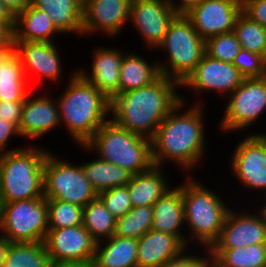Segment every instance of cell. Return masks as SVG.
I'll return each instance as SVG.
<instances>
[{
    "mask_svg": "<svg viewBox=\"0 0 266 267\" xmlns=\"http://www.w3.org/2000/svg\"><path fill=\"white\" fill-rule=\"evenodd\" d=\"M200 101L203 100L185 110L187 101L182 96L181 101L160 123L151 138V154L155 166L163 167L168 161L188 173L205 157L204 115L206 114L203 112L204 105Z\"/></svg>",
    "mask_w": 266,
    "mask_h": 267,
    "instance_id": "obj_1",
    "label": "cell"
},
{
    "mask_svg": "<svg viewBox=\"0 0 266 267\" xmlns=\"http://www.w3.org/2000/svg\"><path fill=\"white\" fill-rule=\"evenodd\" d=\"M179 88L178 81L160 75L147 86L119 93L110 100V119L130 132L151 139L181 101Z\"/></svg>",
    "mask_w": 266,
    "mask_h": 267,
    "instance_id": "obj_2",
    "label": "cell"
},
{
    "mask_svg": "<svg viewBox=\"0 0 266 267\" xmlns=\"http://www.w3.org/2000/svg\"><path fill=\"white\" fill-rule=\"evenodd\" d=\"M56 98L61 125L78 145H84L110 119V100L77 71L70 74Z\"/></svg>",
    "mask_w": 266,
    "mask_h": 267,
    "instance_id": "obj_3",
    "label": "cell"
},
{
    "mask_svg": "<svg viewBox=\"0 0 266 267\" xmlns=\"http://www.w3.org/2000/svg\"><path fill=\"white\" fill-rule=\"evenodd\" d=\"M192 176H186L188 178L182 184L185 226L190 231V236H186V246L189 248V243L196 241L202 248H211L218 240L231 208L215 190H209Z\"/></svg>",
    "mask_w": 266,
    "mask_h": 267,
    "instance_id": "obj_4",
    "label": "cell"
},
{
    "mask_svg": "<svg viewBox=\"0 0 266 267\" xmlns=\"http://www.w3.org/2000/svg\"><path fill=\"white\" fill-rule=\"evenodd\" d=\"M39 147L30 144L0 154V203L44 197V161L49 150Z\"/></svg>",
    "mask_w": 266,
    "mask_h": 267,
    "instance_id": "obj_5",
    "label": "cell"
},
{
    "mask_svg": "<svg viewBox=\"0 0 266 267\" xmlns=\"http://www.w3.org/2000/svg\"><path fill=\"white\" fill-rule=\"evenodd\" d=\"M80 147L94 151L98 158L121 166L132 175L148 171L154 164L151 154V139L128 131L111 119Z\"/></svg>",
    "mask_w": 266,
    "mask_h": 267,
    "instance_id": "obj_6",
    "label": "cell"
},
{
    "mask_svg": "<svg viewBox=\"0 0 266 267\" xmlns=\"http://www.w3.org/2000/svg\"><path fill=\"white\" fill-rule=\"evenodd\" d=\"M159 51L167 52V61H157L160 75L180 84L195 69L205 55V40L185 15H177L171 22Z\"/></svg>",
    "mask_w": 266,
    "mask_h": 267,
    "instance_id": "obj_7",
    "label": "cell"
},
{
    "mask_svg": "<svg viewBox=\"0 0 266 267\" xmlns=\"http://www.w3.org/2000/svg\"><path fill=\"white\" fill-rule=\"evenodd\" d=\"M47 231L45 197L0 203V234L11 243L44 242Z\"/></svg>",
    "mask_w": 266,
    "mask_h": 267,
    "instance_id": "obj_8",
    "label": "cell"
},
{
    "mask_svg": "<svg viewBox=\"0 0 266 267\" xmlns=\"http://www.w3.org/2000/svg\"><path fill=\"white\" fill-rule=\"evenodd\" d=\"M59 155L47 153L44 161V197L86 206L98 193L85 177L81 164H71Z\"/></svg>",
    "mask_w": 266,
    "mask_h": 267,
    "instance_id": "obj_9",
    "label": "cell"
},
{
    "mask_svg": "<svg viewBox=\"0 0 266 267\" xmlns=\"http://www.w3.org/2000/svg\"><path fill=\"white\" fill-rule=\"evenodd\" d=\"M220 121V131L240 132L254 126L266 112V76L244 78L241 85L229 96Z\"/></svg>",
    "mask_w": 266,
    "mask_h": 267,
    "instance_id": "obj_10",
    "label": "cell"
},
{
    "mask_svg": "<svg viewBox=\"0 0 266 267\" xmlns=\"http://www.w3.org/2000/svg\"><path fill=\"white\" fill-rule=\"evenodd\" d=\"M244 137L230 156L228 169L246 190L266 195V133L249 132Z\"/></svg>",
    "mask_w": 266,
    "mask_h": 267,
    "instance_id": "obj_11",
    "label": "cell"
},
{
    "mask_svg": "<svg viewBox=\"0 0 266 267\" xmlns=\"http://www.w3.org/2000/svg\"><path fill=\"white\" fill-rule=\"evenodd\" d=\"M243 80L244 77L232 63L209 57L205 53L195 69L180 84V88H189L198 96L204 91H212L223 97L233 93Z\"/></svg>",
    "mask_w": 266,
    "mask_h": 267,
    "instance_id": "obj_12",
    "label": "cell"
},
{
    "mask_svg": "<svg viewBox=\"0 0 266 267\" xmlns=\"http://www.w3.org/2000/svg\"><path fill=\"white\" fill-rule=\"evenodd\" d=\"M176 16L170 0H131L129 21L147 48L157 49Z\"/></svg>",
    "mask_w": 266,
    "mask_h": 267,
    "instance_id": "obj_13",
    "label": "cell"
},
{
    "mask_svg": "<svg viewBox=\"0 0 266 267\" xmlns=\"http://www.w3.org/2000/svg\"><path fill=\"white\" fill-rule=\"evenodd\" d=\"M241 12V0H202L185 16L206 41L213 36L232 32Z\"/></svg>",
    "mask_w": 266,
    "mask_h": 267,
    "instance_id": "obj_14",
    "label": "cell"
},
{
    "mask_svg": "<svg viewBox=\"0 0 266 267\" xmlns=\"http://www.w3.org/2000/svg\"><path fill=\"white\" fill-rule=\"evenodd\" d=\"M229 210L218 240L211 248H238L266 244V220L258 210ZM250 212V213H249ZM252 212V213H251Z\"/></svg>",
    "mask_w": 266,
    "mask_h": 267,
    "instance_id": "obj_15",
    "label": "cell"
},
{
    "mask_svg": "<svg viewBox=\"0 0 266 267\" xmlns=\"http://www.w3.org/2000/svg\"><path fill=\"white\" fill-rule=\"evenodd\" d=\"M131 0H83V34L116 37L129 22ZM126 23V24H125Z\"/></svg>",
    "mask_w": 266,
    "mask_h": 267,
    "instance_id": "obj_16",
    "label": "cell"
},
{
    "mask_svg": "<svg viewBox=\"0 0 266 267\" xmlns=\"http://www.w3.org/2000/svg\"><path fill=\"white\" fill-rule=\"evenodd\" d=\"M44 244L52 262L94 259L97 241L82 226L48 229Z\"/></svg>",
    "mask_w": 266,
    "mask_h": 267,
    "instance_id": "obj_17",
    "label": "cell"
},
{
    "mask_svg": "<svg viewBox=\"0 0 266 267\" xmlns=\"http://www.w3.org/2000/svg\"><path fill=\"white\" fill-rule=\"evenodd\" d=\"M34 97L29 94L24 100L18 127L20 137L36 140L61 126L56 98L46 95ZM32 99H31V98Z\"/></svg>",
    "mask_w": 266,
    "mask_h": 267,
    "instance_id": "obj_18",
    "label": "cell"
},
{
    "mask_svg": "<svg viewBox=\"0 0 266 267\" xmlns=\"http://www.w3.org/2000/svg\"><path fill=\"white\" fill-rule=\"evenodd\" d=\"M14 52L20 57L24 74H39L53 83L62 77L60 51L54 42H13ZM61 76V77H60Z\"/></svg>",
    "mask_w": 266,
    "mask_h": 267,
    "instance_id": "obj_19",
    "label": "cell"
},
{
    "mask_svg": "<svg viewBox=\"0 0 266 267\" xmlns=\"http://www.w3.org/2000/svg\"><path fill=\"white\" fill-rule=\"evenodd\" d=\"M96 48L93 56H91L90 73L84 69H77L76 71L111 100L119 94L120 65L125 53L114 47Z\"/></svg>",
    "mask_w": 266,
    "mask_h": 267,
    "instance_id": "obj_20",
    "label": "cell"
},
{
    "mask_svg": "<svg viewBox=\"0 0 266 267\" xmlns=\"http://www.w3.org/2000/svg\"><path fill=\"white\" fill-rule=\"evenodd\" d=\"M186 249L177 236L151 229L137 240L138 267H161Z\"/></svg>",
    "mask_w": 266,
    "mask_h": 267,
    "instance_id": "obj_21",
    "label": "cell"
},
{
    "mask_svg": "<svg viewBox=\"0 0 266 267\" xmlns=\"http://www.w3.org/2000/svg\"><path fill=\"white\" fill-rule=\"evenodd\" d=\"M182 185L171 187L153 204L152 229L177 236L186 245ZM182 229V230H181Z\"/></svg>",
    "mask_w": 266,
    "mask_h": 267,
    "instance_id": "obj_22",
    "label": "cell"
},
{
    "mask_svg": "<svg viewBox=\"0 0 266 267\" xmlns=\"http://www.w3.org/2000/svg\"><path fill=\"white\" fill-rule=\"evenodd\" d=\"M12 32L13 42H55L53 36L62 34L55 27L48 13L33 5H29L15 16Z\"/></svg>",
    "mask_w": 266,
    "mask_h": 267,
    "instance_id": "obj_23",
    "label": "cell"
},
{
    "mask_svg": "<svg viewBox=\"0 0 266 267\" xmlns=\"http://www.w3.org/2000/svg\"><path fill=\"white\" fill-rule=\"evenodd\" d=\"M162 169L153 165L148 171L131 176L127 187L132 207L153 206L172 187Z\"/></svg>",
    "mask_w": 266,
    "mask_h": 267,
    "instance_id": "obj_24",
    "label": "cell"
},
{
    "mask_svg": "<svg viewBox=\"0 0 266 267\" xmlns=\"http://www.w3.org/2000/svg\"><path fill=\"white\" fill-rule=\"evenodd\" d=\"M31 5L47 12L62 35L83 33V0H31Z\"/></svg>",
    "mask_w": 266,
    "mask_h": 267,
    "instance_id": "obj_25",
    "label": "cell"
},
{
    "mask_svg": "<svg viewBox=\"0 0 266 267\" xmlns=\"http://www.w3.org/2000/svg\"><path fill=\"white\" fill-rule=\"evenodd\" d=\"M94 260L96 267H138L137 239L113 235L99 241Z\"/></svg>",
    "mask_w": 266,
    "mask_h": 267,
    "instance_id": "obj_26",
    "label": "cell"
},
{
    "mask_svg": "<svg viewBox=\"0 0 266 267\" xmlns=\"http://www.w3.org/2000/svg\"><path fill=\"white\" fill-rule=\"evenodd\" d=\"M153 64V65H152ZM160 76L159 66L135 52L123 54L120 65L119 93L147 86Z\"/></svg>",
    "mask_w": 266,
    "mask_h": 267,
    "instance_id": "obj_27",
    "label": "cell"
},
{
    "mask_svg": "<svg viewBox=\"0 0 266 267\" xmlns=\"http://www.w3.org/2000/svg\"><path fill=\"white\" fill-rule=\"evenodd\" d=\"M85 177L99 194L113 187L127 185L132 174L121 166L100 158L81 164Z\"/></svg>",
    "mask_w": 266,
    "mask_h": 267,
    "instance_id": "obj_28",
    "label": "cell"
},
{
    "mask_svg": "<svg viewBox=\"0 0 266 267\" xmlns=\"http://www.w3.org/2000/svg\"><path fill=\"white\" fill-rule=\"evenodd\" d=\"M221 267H266V244L238 248H210Z\"/></svg>",
    "mask_w": 266,
    "mask_h": 267,
    "instance_id": "obj_29",
    "label": "cell"
},
{
    "mask_svg": "<svg viewBox=\"0 0 266 267\" xmlns=\"http://www.w3.org/2000/svg\"><path fill=\"white\" fill-rule=\"evenodd\" d=\"M82 226L97 241L110 238L115 234L116 218L97 197L83 207Z\"/></svg>",
    "mask_w": 266,
    "mask_h": 267,
    "instance_id": "obj_30",
    "label": "cell"
},
{
    "mask_svg": "<svg viewBox=\"0 0 266 267\" xmlns=\"http://www.w3.org/2000/svg\"><path fill=\"white\" fill-rule=\"evenodd\" d=\"M44 242L11 243L2 267H51Z\"/></svg>",
    "mask_w": 266,
    "mask_h": 267,
    "instance_id": "obj_31",
    "label": "cell"
},
{
    "mask_svg": "<svg viewBox=\"0 0 266 267\" xmlns=\"http://www.w3.org/2000/svg\"><path fill=\"white\" fill-rule=\"evenodd\" d=\"M152 223L153 206L133 207L123 217L116 219L114 235L138 240L152 229Z\"/></svg>",
    "mask_w": 266,
    "mask_h": 267,
    "instance_id": "obj_32",
    "label": "cell"
},
{
    "mask_svg": "<svg viewBox=\"0 0 266 267\" xmlns=\"http://www.w3.org/2000/svg\"><path fill=\"white\" fill-rule=\"evenodd\" d=\"M233 32L242 49L266 58V28L251 20L243 12L238 16Z\"/></svg>",
    "mask_w": 266,
    "mask_h": 267,
    "instance_id": "obj_33",
    "label": "cell"
},
{
    "mask_svg": "<svg viewBox=\"0 0 266 267\" xmlns=\"http://www.w3.org/2000/svg\"><path fill=\"white\" fill-rule=\"evenodd\" d=\"M48 229L82 225L83 207L59 199H47Z\"/></svg>",
    "mask_w": 266,
    "mask_h": 267,
    "instance_id": "obj_34",
    "label": "cell"
},
{
    "mask_svg": "<svg viewBox=\"0 0 266 267\" xmlns=\"http://www.w3.org/2000/svg\"><path fill=\"white\" fill-rule=\"evenodd\" d=\"M241 48L233 31L213 36L205 41V52L209 57L228 63H233Z\"/></svg>",
    "mask_w": 266,
    "mask_h": 267,
    "instance_id": "obj_35",
    "label": "cell"
},
{
    "mask_svg": "<svg viewBox=\"0 0 266 267\" xmlns=\"http://www.w3.org/2000/svg\"><path fill=\"white\" fill-rule=\"evenodd\" d=\"M98 197L116 219L123 217L133 208L127 185L100 192Z\"/></svg>",
    "mask_w": 266,
    "mask_h": 267,
    "instance_id": "obj_36",
    "label": "cell"
},
{
    "mask_svg": "<svg viewBox=\"0 0 266 267\" xmlns=\"http://www.w3.org/2000/svg\"><path fill=\"white\" fill-rule=\"evenodd\" d=\"M244 78H260L266 76V58L262 55L242 49L232 63Z\"/></svg>",
    "mask_w": 266,
    "mask_h": 267,
    "instance_id": "obj_37",
    "label": "cell"
},
{
    "mask_svg": "<svg viewBox=\"0 0 266 267\" xmlns=\"http://www.w3.org/2000/svg\"><path fill=\"white\" fill-rule=\"evenodd\" d=\"M207 253L199 257L198 254L194 255L187 253L189 249L184 250L179 256L172 258L165 262L161 267H210V264L213 260L212 252L210 248H204ZM207 249V250H206ZM186 254V255H185ZM205 256V257H204Z\"/></svg>",
    "mask_w": 266,
    "mask_h": 267,
    "instance_id": "obj_38",
    "label": "cell"
},
{
    "mask_svg": "<svg viewBox=\"0 0 266 267\" xmlns=\"http://www.w3.org/2000/svg\"><path fill=\"white\" fill-rule=\"evenodd\" d=\"M6 81H28L21 59L15 52L0 65V82Z\"/></svg>",
    "mask_w": 266,
    "mask_h": 267,
    "instance_id": "obj_39",
    "label": "cell"
},
{
    "mask_svg": "<svg viewBox=\"0 0 266 267\" xmlns=\"http://www.w3.org/2000/svg\"><path fill=\"white\" fill-rule=\"evenodd\" d=\"M29 81L0 82V101H24L29 95Z\"/></svg>",
    "mask_w": 266,
    "mask_h": 267,
    "instance_id": "obj_40",
    "label": "cell"
},
{
    "mask_svg": "<svg viewBox=\"0 0 266 267\" xmlns=\"http://www.w3.org/2000/svg\"><path fill=\"white\" fill-rule=\"evenodd\" d=\"M242 12L266 28V0H241Z\"/></svg>",
    "mask_w": 266,
    "mask_h": 267,
    "instance_id": "obj_41",
    "label": "cell"
},
{
    "mask_svg": "<svg viewBox=\"0 0 266 267\" xmlns=\"http://www.w3.org/2000/svg\"><path fill=\"white\" fill-rule=\"evenodd\" d=\"M24 101H0V118L13 123L17 128L22 115Z\"/></svg>",
    "mask_w": 266,
    "mask_h": 267,
    "instance_id": "obj_42",
    "label": "cell"
},
{
    "mask_svg": "<svg viewBox=\"0 0 266 267\" xmlns=\"http://www.w3.org/2000/svg\"><path fill=\"white\" fill-rule=\"evenodd\" d=\"M14 135L20 137L18 128L13 123L7 122L6 120L0 118V154L9 151H15L21 148L14 147L12 149H6L7 145L9 144L8 142L12 137H14Z\"/></svg>",
    "mask_w": 266,
    "mask_h": 267,
    "instance_id": "obj_43",
    "label": "cell"
},
{
    "mask_svg": "<svg viewBox=\"0 0 266 267\" xmlns=\"http://www.w3.org/2000/svg\"><path fill=\"white\" fill-rule=\"evenodd\" d=\"M170 0L171 6L177 15H185L202 0ZM175 2V3H174Z\"/></svg>",
    "mask_w": 266,
    "mask_h": 267,
    "instance_id": "obj_44",
    "label": "cell"
},
{
    "mask_svg": "<svg viewBox=\"0 0 266 267\" xmlns=\"http://www.w3.org/2000/svg\"><path fill=\"white\" fill-rule=\"evenodd\" d=\"M0 24L8 26L12 31L15 26V15L9 8L0 0Z\"/></svg>",
    "mask_w": 266,
    "mask_h": 267,
    "instance_id": "obj_45",
    "label": "cell"
},
{
    "mask_svg": "<svg viewBox=\"0 0 266 267\" xmlns=\"http://www.w3.org/2000/svg\"><path fill=\"white\" fill-rule=\"evenodd\" d=\"M51 267H96L94 259L52 262Z\"/></svg>",
    "mask_w": 266,
    "mask_h": 267,
    "instance_id": "obj_46",
    "label": "cell"
},
{
    "mask_svg": "<svg viewBox=\"0 0 266 267\" xmlns=\"http://www.w3.org/2000/svg\"><path fill=\"white\" fill-rule=\"evenodd\" d=\"M2 1L15 16L18 13L24 11L29 5H31V0H2Z\"/></svg>",
    "mask_w": 266,
    "mask_h": 267,
    "instance_id": "obj_47",
    "label": "cell"
},
{
    "mask_svg": "<svg viewBox=\"0 0 266 267\" xmlns=\"http://www.w3.org/2000/svg\"><path fill=\"white\" fill-rule=\"evenodd\" d=\"M12 40V30L8 26L0 24V48L6 47Z\"/></svg>",
    "mask_w": 266,
    "mask_h": 267,
    "instance_id": "obj_48",
    "label": "cell"
},
{
    "mask_svg": "<svg viewBox=\"0 0 266 267\" xmlns=\"http://www.w3.org/2000/svg\"><path fill=\"white\" fill-rule=\"evenodd\" d=\"M10 244L11 242L8 239L0 235V267H2L6 261Z\"/></svg>",
    "mask_w": 266,
    "mask_h": 267,
    "instance_id": "obj_49",
    "label": "cell"
},
{
    "mask_svg": "<svg viewBox=\"0 0 266 267\" xmlns=\"http://www.w3.org/2000/svg\"><path fill=\"white\" fill-rule=\"evenodd\" d=\"M14 52L13 40L3 48H0V65Z\"/></svg>",
    "mask_w": 266,
    "mask_h": 267,
    "instance_id": "obj_50",
    "label": "cell"
},
{
    "mask_svg": "<svg viewBox=\"0 0 266 267\" xmlns=\"http://www.w3.org/2000/svg\"><path fill=\"white\" fill-rule=\"evenodd\" d=\"M266 198V196H264ZM265 203H263L264 205L259 206L257 209L262 213L264 219L266 220V200L264 201Z\"/></svg>",
    "mask_w": 266,
    "mask_h": 267,
    "instance_id": "obj_51",
    "label": "cell"
},
{
    "mask_svg": "<svg viewBox=\"0 0 266 267\" xmlns=\"http://www.w3.org/2000/svg\"><path fill=\"white\" fill-rule=\"evenodd\" d=\"M210 267H221L214 260H212Z\"/></svg>",
    "mask_w": 266,
    "mask_h": 267,
    "instance_id": "obj_52",
    "label": "cell"
}]
</instances>
